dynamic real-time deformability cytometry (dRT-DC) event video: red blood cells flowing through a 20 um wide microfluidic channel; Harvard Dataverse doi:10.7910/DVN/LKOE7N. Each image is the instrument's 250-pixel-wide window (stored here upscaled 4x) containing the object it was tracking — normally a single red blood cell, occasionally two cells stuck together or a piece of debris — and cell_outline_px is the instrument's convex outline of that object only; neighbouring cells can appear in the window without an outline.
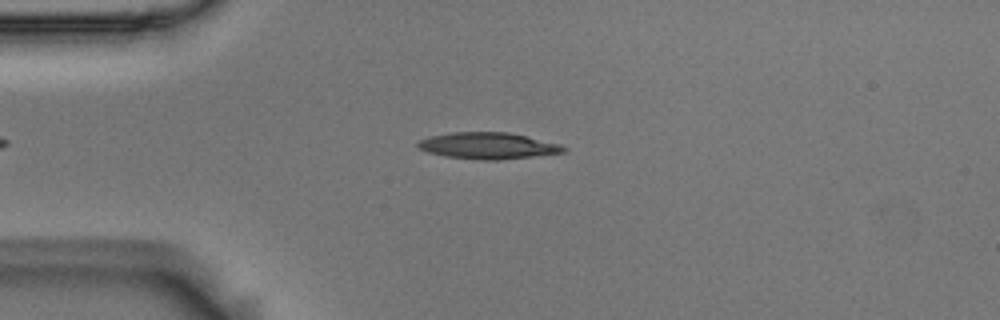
{"species": "Egyptian fruit bat (a non-hibernating species)", "species_latin": "Rousettus aegyptiacus", "temperature_condition": "room temperature", "stored_images_in_passage": 48, "camera_frame_rate_fps": 3000, "um_per_image_px": 0.085, "animal": {"sex": "male"}, "frame": {"image": 1, "passage_image": 13, "time_ms": 4.0, "image_size_px": [1000, 320], "cell_outline_px": [[568, 148], [564, 152], [500, 160], [476, 160], [444, 156], [428, 152], [420, 148], [416, 144], [420, 140], [428, 136], [452, 132], [508, 132], [560, 144]], "centroid_in_image_um": [41.45, 12.39], "position_along_channel_um": 43.5, "area_um2": 22.43}}
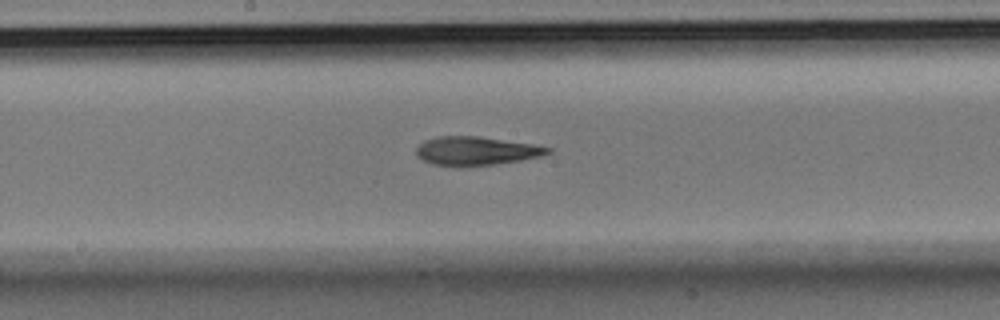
{"frame": {"image": 2, "passage_image": 28, "time_ms": 9.0, "image_size_px": [1000, 320], "cell_outline_px": [[552, 152], [540, 156], [520, 160], [464, 168], [456, 168], [432, 164], [416, 156], [416, 148], [424, 140], [440, 136], [480, 136], [532, 144], [552, 148]], "centroid_in_image_um": [40.42, 12.85], "position_along_channel_um": 207.8, "area_um2": 22.25}}
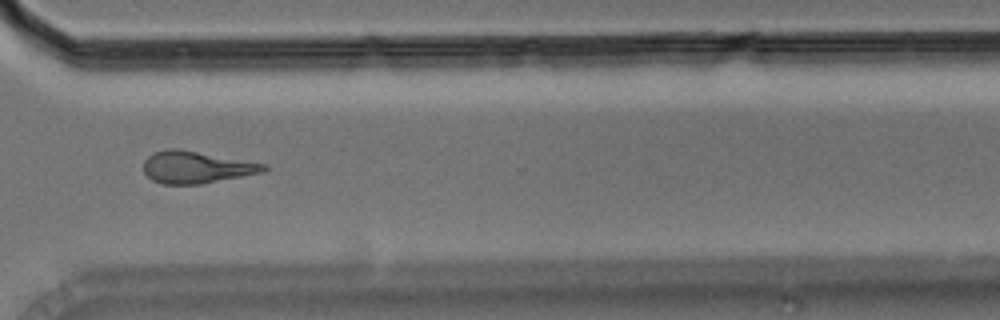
{"frame": {"image": 3, "passage_image": 40, "time_ms": 13.0, "image_size_px": [1000, 320], "cell_outline_px": [[268, 168], [264, 172], [200, 184], [164, 184], [152, 180], [144, 172], [144, 160], [152, 152], [168, 148], [176, 148], [268, 164]], "centroid_in_image_um": [16.68, 14.2], "position_along_channel_um": 353.9, "area_um2": 22.43}, "authors_computed_cell_mechanics": {"area_um2": 21.8773, "velocity_mm_per_s": 3.6601, "shape_relaxation_time_tau1_ms": 10.1856, "shape_relaxation_time_tau2_ms": 7.4753, "deformation_change_tau1": 0.2734, "deformation_change_tau2": 0.1867}}